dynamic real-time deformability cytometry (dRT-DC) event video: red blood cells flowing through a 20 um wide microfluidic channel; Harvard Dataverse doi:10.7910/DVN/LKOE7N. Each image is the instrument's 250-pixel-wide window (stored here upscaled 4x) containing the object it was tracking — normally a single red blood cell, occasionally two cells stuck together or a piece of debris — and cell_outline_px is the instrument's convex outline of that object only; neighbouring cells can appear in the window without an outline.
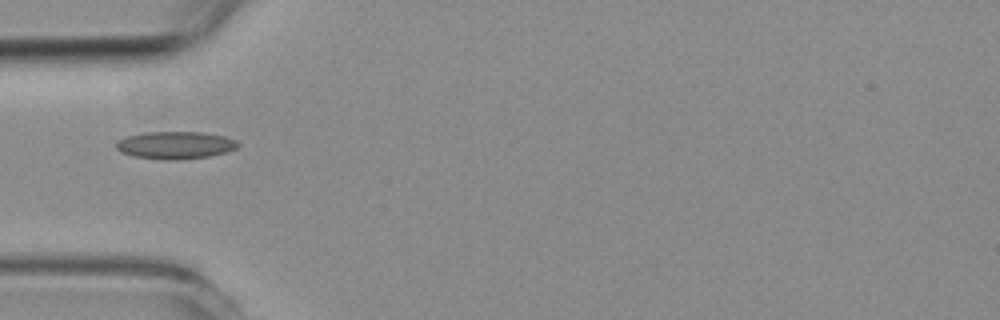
{"species": "common noctule bat (a hibernating species)", "species_latin": "Nyctalus noctula", "temperature_condition": "room temperature", "stored_images_in_passage": 2, "camera_frame_rate_fps": 3000, "um_per_image_px": 0.085, "animal": {"sex": "female", "body_mass_g": 19.3, "forearm_length_mm": 54.1}, "frame": {"image": 1, "passage_image": 1, "time_ms": 0.0, "image_size_px": [1000, 320], "cell_outline_px": [[240, 144], [236, 148], [224, 152], [208, 156], [180, 160], [164, 160], [132, 156], [120, 152], [116, 148], [116, 144], [120, 140], [128, 136], [144, 132], [204, 132], [224, 136], [236, 140]], "centroid_in_image_um": [14.9, 12.34], "position_along_channel_um": 70.1, "area_um2": 19.48}}